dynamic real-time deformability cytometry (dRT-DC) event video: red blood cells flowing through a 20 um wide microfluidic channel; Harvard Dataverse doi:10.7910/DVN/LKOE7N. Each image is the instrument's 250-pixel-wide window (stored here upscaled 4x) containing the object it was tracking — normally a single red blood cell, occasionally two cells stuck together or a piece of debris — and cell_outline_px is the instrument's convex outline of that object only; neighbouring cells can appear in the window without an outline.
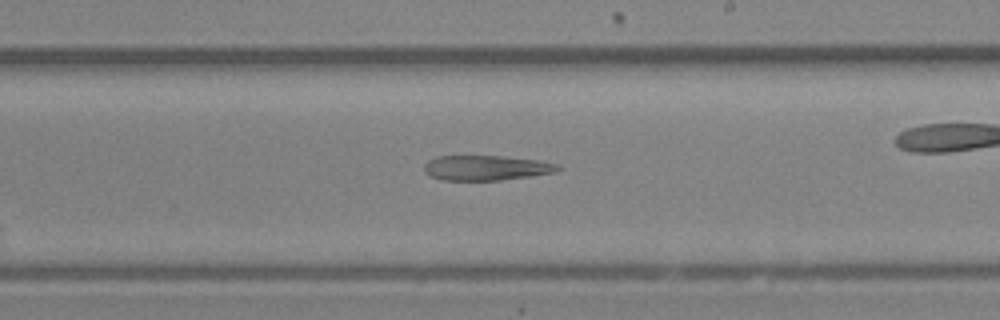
{"species": "Egyptian fruit bat (a non-hibernating species)", "species_latin": "Rousettus aegyptiacus", "temperature_condition": "room temperature", "stored_images_in_passage": 32, "camera_frame_rate_fps": 3000, "um_per_image_px": 0.085, "animal": {"sex": "female"}, "frame": {"image": 1, "passage_image": 15, "time_ms": 4.667, "image_size_px": [1000, 320], "cell_outline_px": [[560, 168], [556, 172], [532, 176], [500, 180], [440, 180], [428, 176], [424, 172], [424, 164], [428, 160], [436, 156], [504, 156], [536, 160], [556, 164]], "centroid_in_image_um": [41.25, 14.27], "position_along_channel_um": 247.7, "area_um2": 19.54}}
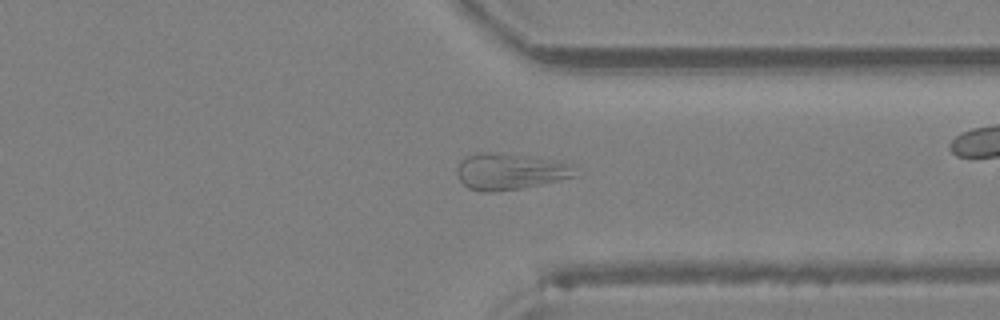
{"frame": {"image": 2, "passage_image": 22, "time_ms": 7.0, "image_size_px": [1000, 320], "cell_outline_px": [[576, 176], [540, 184], [520, 188], [496, 192], [480, 192], [468, 188], [460, 180], [456, 172], [456, 168], [460, 160], [476, 152], [488, 152], [564, 160], [572, 164]], "centroid_in_image_um": [43.33, 14.57], "position_along_channel_um": 368.1, "area_um2": 25.14}}
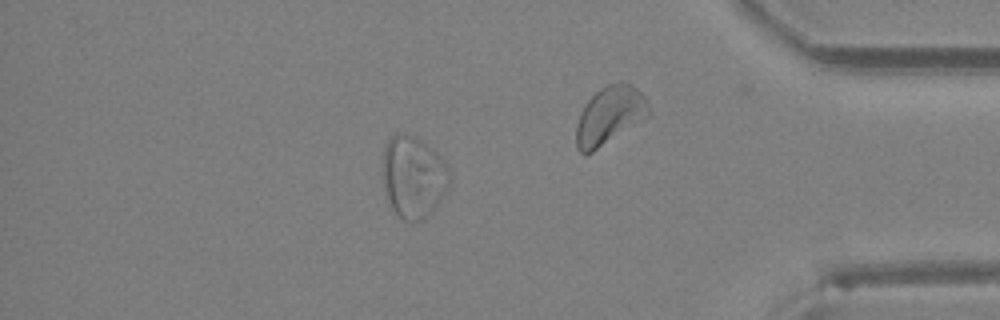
{"frame": {"image": 3, "passage_image": 26, "time_ms": 8.333, "image_size_px": [1000, 320], "cell_outline_px": [[452, 180], [448, 188], [424, 220], [404, 220], [396, 216], [388, 200], [384, 188], [384, 148], [388, 140], [396, 132], [404, 132], [416, 136], [432, 148], [448, 164], [452, 172]], "centroid_in_image_um": [35.17, 15.0], "position_along_channel_um": 400.0, "area_um2": 32.14}}